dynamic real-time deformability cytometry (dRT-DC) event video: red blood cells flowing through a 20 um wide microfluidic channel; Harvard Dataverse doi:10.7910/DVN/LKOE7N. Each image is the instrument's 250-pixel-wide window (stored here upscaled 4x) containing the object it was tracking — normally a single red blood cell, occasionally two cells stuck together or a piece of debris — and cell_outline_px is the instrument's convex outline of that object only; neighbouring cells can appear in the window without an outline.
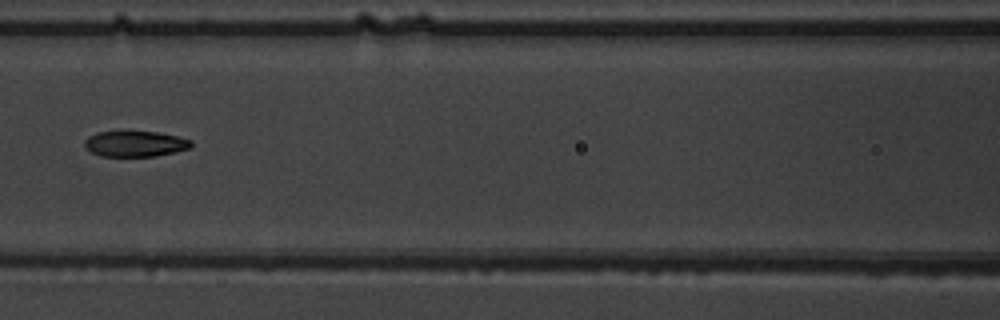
{"species": "common noctule bat (a hibernating species)", "species_latin": "Nyctalus noctula", "temperature_condition": "warm", "stored_images_in_passage": 4, "camera_frame_rate_fps": 3000, "um_per_image_px": 0.085, "animal": {"sex": "male", "body_mass_g": 19.5, "forearm_length_mm": 54.6}, "frame": {"image": 1, "passage_image": 3, "time_ms": 2.333, "image_size_px": [1000, 320], "cell_outline_px": [[192, 144], [188, 148], [176, 152], [156, 156], [100, 156], [84, 148], [84, 140], [88, 136], [96, 132], [156, 132], [176, 136], [192, 140]], "centroid_in_image_um": [11.45, 12.23], "position_along_channel_um": 155.1, "area_um2": 15.9}}
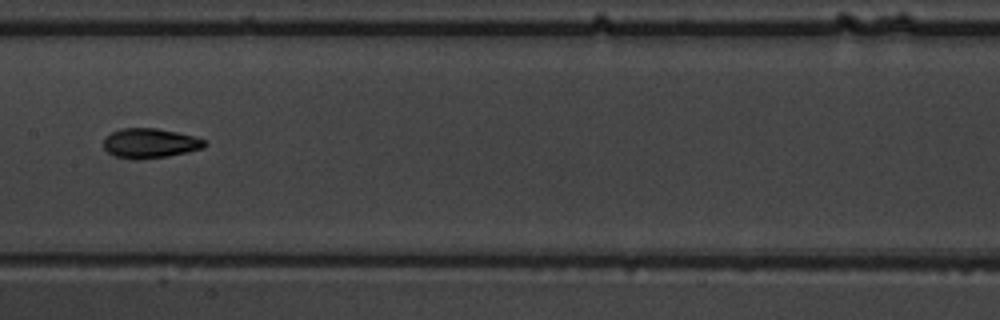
{"frame": {"image": 2, "passage_image": 4, "time_ms": 3.333, "image_size_px": [1000, 320], "cell_outline_px": [[208, 144], [204, 148], [168, 156], [116, 156], [108, 152], [104, 148], [104, 136], [120, 128], [156, 128], [176, 132], [192, 136], [204, 140]], "centroid_in_image_um": [12.76, 12.12], "position_along_channel_um": 194.6, "area_um2": 16.7}}